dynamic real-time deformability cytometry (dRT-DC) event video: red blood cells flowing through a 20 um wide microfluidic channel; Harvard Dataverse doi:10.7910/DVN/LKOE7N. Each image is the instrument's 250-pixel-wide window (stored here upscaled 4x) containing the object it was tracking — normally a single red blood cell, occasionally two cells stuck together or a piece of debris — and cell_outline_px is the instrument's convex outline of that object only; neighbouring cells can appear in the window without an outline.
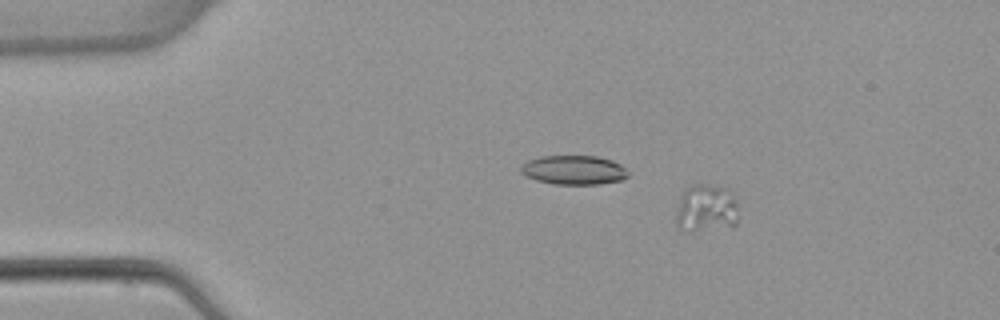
{"species": "common noctule bat (a hibernating species)", "species_latin": "Nyctalus noctula", "temperature_condition": "warm", "stored_images_in_passage": 5, "camera_frame_rate_fps": 3000, "um_per_image_px": 0.085, "animal": {"sex": "female", "body_mass_g": 22.7, "forearm_length_mm": 54.2}, "frame": {"image": 1, "passage_image": 3, "time_ms": 3.0, "image_size_px": [1000, 320], "cell_outline_px": [[736, 228], [676, 228], [676, 216], [680, 196], [684, 188], [688, 184], [708, 184], [728, 188], [736, 196]], "centroid_in_image_um": [60.05, 17.64], "position_along_channel_um": 25.0, "area_um2": 17.4}}
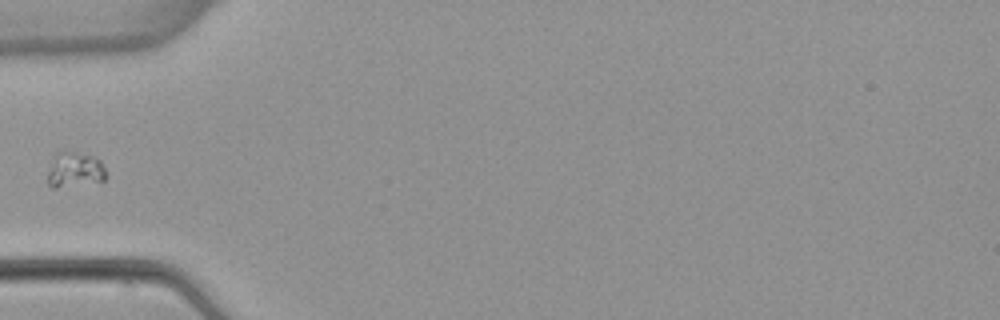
{"frame": {"image": 2, "passage_image": 5, "time_ms": 6.333, "image_size_px": [1000, 320], "cell_outline_px": [[108, 176], [104, 180], [56, 188], [52, 188], [48, 184], [48, 172], [52, 160], [56, 152], [60, 148], [64, 148], [92, 156], [100, 160]], "centroid_in_image_um": [6.33, 14.38], "position_along_channel_um": 78.7, "area_um2": 12.25}}